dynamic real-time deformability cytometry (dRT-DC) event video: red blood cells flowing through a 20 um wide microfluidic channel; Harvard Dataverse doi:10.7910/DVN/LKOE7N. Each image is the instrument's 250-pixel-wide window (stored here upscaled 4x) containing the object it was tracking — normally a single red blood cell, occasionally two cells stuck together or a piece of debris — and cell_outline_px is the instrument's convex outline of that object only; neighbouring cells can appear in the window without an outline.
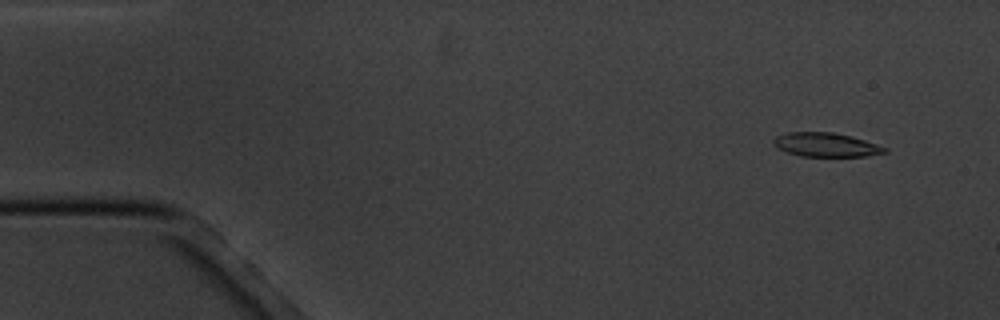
{"species": "common noctule bat (a hibernating species)", "species_latin": "Nyctalus noctula", "temperature_condition": "cold", "stored_images_in_passage": 16, "camera_frame_rate_fps": 3000, "um_per_image_px": 0.085, "animal": {"sex": "male", "body_mass_g": 20.1, "forearm_length_mm": 53.5}, "frame": {"image": 1, "passage_image": 2, "time_ms": 1.0, "image_size_px": [1000, 320], "cell_outline_px": [[888, 152], [864, 156], [800, 156], [776, 148], [772, 144], [772, 140], [776, 136], [784, 132], [832, 132], [864, 140], [888, 148]], "centroid_in_image_um": [70.15, 12.3], "position_along_channel_um": 14.9, "area_um2": 15.49}}
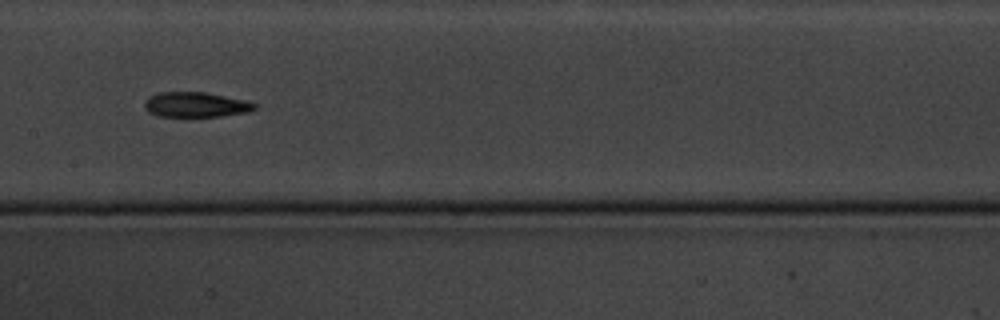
{"frame": {"image": 2, "passage_image": 8, "time_ms": 9.0, "image_size_px": [1000, 320], "cell_outline_px": [[256, 108], [248, 112], [220, 116], [188, 120], [156, 116], [148, 112], [144, 108], [144, 100], [148, 96], [156, 92], [204, 92], [244, 100], [256, 104]], "centroid_in_image_um": [16.53, 8.95], "position_along_channel_um": 190.9, "area_um2": 16.99}}
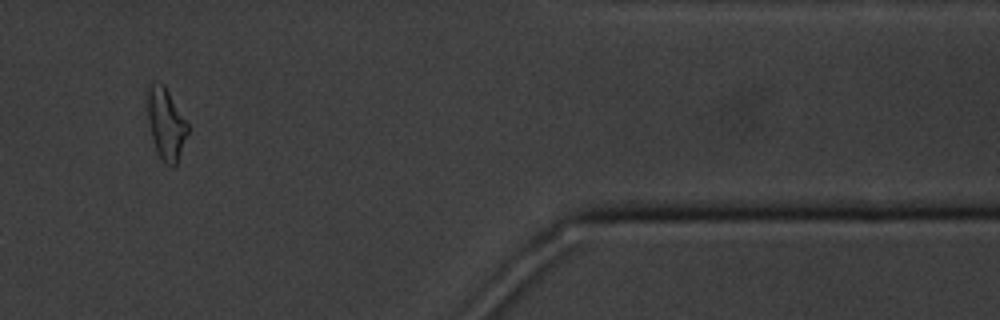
{"frame": {"image": 3, "passage_image": 14, "time_ms": 16.0, "image_size_px": [1000, 320], "cell_outline_px": [[188, 132], [176, 164], [172, 168], [156, 152], [148, 124], [148, 88], [152, 84], [164, 84], [188, 124]], "centroid_in_image_um": [14.11, 10.55], "position_along_channel_um": 397.3, "area_um2": 16.3}, "authors_computed_cell_mechanics": {"area_um2": 16.3863, "velocity_mm_per_s": 3.4373, "shape_relaxation_time_tau1_ms": 3.8433, "shape_relaxation_time_tau2_ms": 6.131, "deformation_change_tau1": 0.1117, "deformation_change_tau2": 0.1449}}